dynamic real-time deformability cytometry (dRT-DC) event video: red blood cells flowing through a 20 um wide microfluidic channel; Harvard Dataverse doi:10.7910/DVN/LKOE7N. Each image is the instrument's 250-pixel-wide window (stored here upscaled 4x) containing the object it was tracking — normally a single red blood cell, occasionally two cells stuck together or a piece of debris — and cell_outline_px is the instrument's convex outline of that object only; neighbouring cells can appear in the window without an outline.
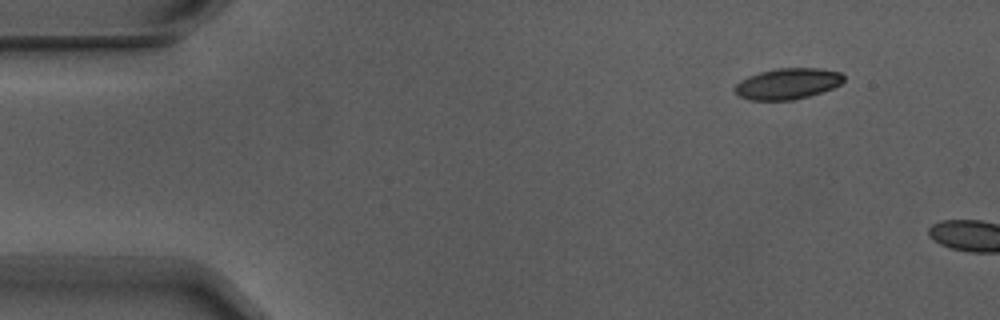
{"species": "Egyptian fruit bat (a non-hibernating species)", "species_latin": "Rousettus aegyptiacus", "temperature_condition": "warm", "stored_images_in_passage": 2, "camera_frame_rate_fps": 3000, "um_per_image_px": 0.085, "animal": {"sex": "male"}, "frame": {"image": 1, "passage_image": 1, "time_ms": 0.0, "image_size_px": [1000, 320], "cell_outline_px": [[844, 80], [840, 84], [832, 88], [808, 96], [792, 100], [748, 100], [740, 96], [736, 92], [736, 84], [740, 80], [748, 76], [760, 72], [776, 68], [820, 68], [840, 72], [844, 76]], "centroid_in_image_um": [66.95, 7.11], "position_along_channel_um": 18.1, "area_um2": 19.54}}